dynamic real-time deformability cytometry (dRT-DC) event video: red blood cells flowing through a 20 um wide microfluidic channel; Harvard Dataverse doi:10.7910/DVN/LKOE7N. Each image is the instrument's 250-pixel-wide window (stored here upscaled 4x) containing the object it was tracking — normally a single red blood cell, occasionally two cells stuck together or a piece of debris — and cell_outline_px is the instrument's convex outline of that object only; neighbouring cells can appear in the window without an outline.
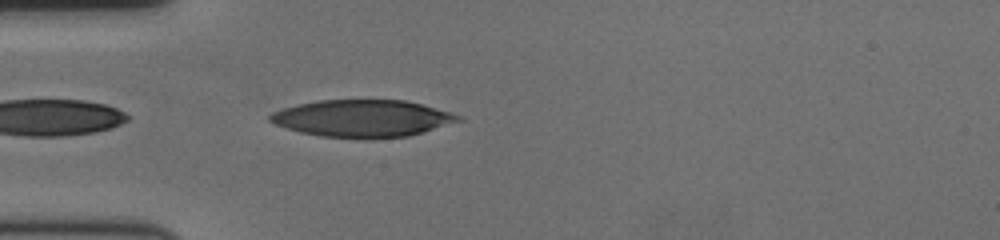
{"species": "human", "species_latin": "Homo sapiens", "temperature_condition": "cold", "stored_images_in_passage": 27, "camera_frame_rate_fps": 3000, "um_per_image_px": 0.085, "donor": {"sex": "female"}, "frame": {"image": 1, "passage_image": 2, "time_ms": 0.333, "image_size_px": [1000, 240], "cell_outline_px": [[464, 120], [408, 136], [320, 136], [300, 132], [276, 124], [268, 120], [268, 116], [272, 112], [284, 108], [300, 104], [320, 100], [404, 100], [452, 112], [460, 116]], "centroid_in_image_um": [30.82, 10.03], "position_along_channel_um": 54.2, "area_um2": 39.59}}
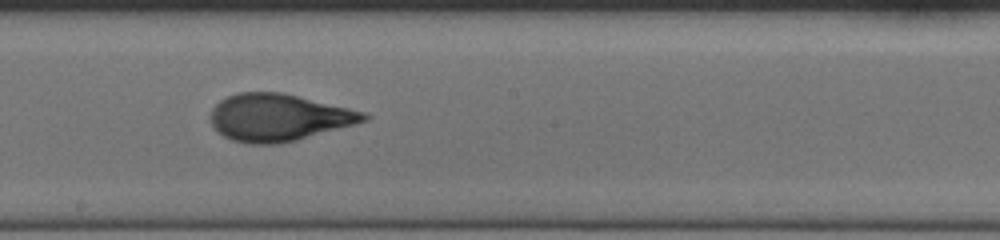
{"frame": {"image": 2, "passage_image": 17, "time_ms": 5.333, "image_size_px": [1000, 240], "cell_outline_px": [[372, 116], [368, 120], [296, 140], [280, 144], [248, 144], [232, 140], [224, 136], [212, 124], [212, 108], [220, 100], [236, 92], [280, 92], [348, 108], [364, 112]], "centroid_in_image_um": [23.67, 9.99], "position_along_channel_um": 224.5, "area_um2": 41.62}}
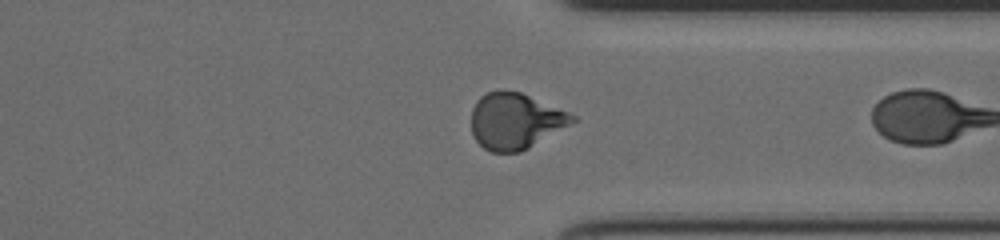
{"frame": {"image": 3, "passage_image": 26, "time_ms": 8.333, "image_size_px": [1000, 240], "cell_outline_px": [[576, 120], [528, 148], [520, 152], [488, 152], [476, 140], [472, 132], [472, 108], [476, 100], [480, 96], [488, 92], [500, 88], [520, 92], [568, 112], [576, 116]], "centroid_in_image_um": [43.75, 10.27], "position_along_channel_um": 367.7, "area_um2": 32.83}}